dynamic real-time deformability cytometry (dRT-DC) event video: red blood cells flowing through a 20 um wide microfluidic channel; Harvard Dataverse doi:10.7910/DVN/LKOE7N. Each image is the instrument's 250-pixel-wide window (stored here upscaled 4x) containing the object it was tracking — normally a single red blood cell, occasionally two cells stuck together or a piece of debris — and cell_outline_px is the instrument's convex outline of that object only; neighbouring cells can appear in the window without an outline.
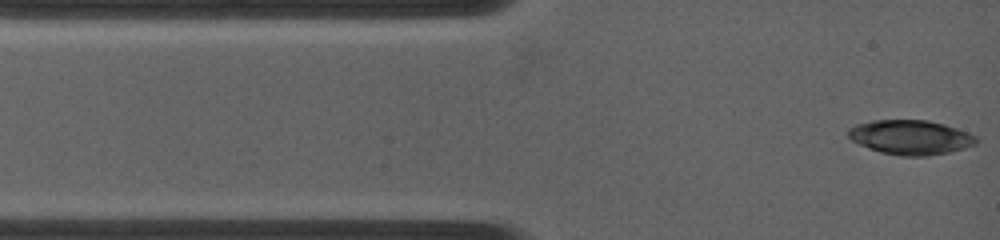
{"species": "common noctule bat (a hibernating species)", "species_latin": "Nyctalus noctula", "temperature_condition": "warm", "stored_images_in_passage": 21, "camera_frame_rate_fps": 4500, "um_per_image_px": 0.085, "animal": {"sex": "female", "body_mass_g": 19.0, "forearm_length_mm": 53.3}, "frame": {"image": 1, "passage_image": 1, "time_ms": 0.0, "image_size_px": [1000, 240], "cell_outline_px": [[976, 144], [964, 148], [948, 152], [928, 156], [900, 156], [880, 152], [868, 148], [852, 140], [848, 136], [848, 128], [856, 124], [872, 120], [928, 120], [944, 124], [968, 132], [976, 136]], "centroid_in_image_um": [77.38, 11.67], "position_along_channel_um": 7.6, "area_um2": 25.72}}
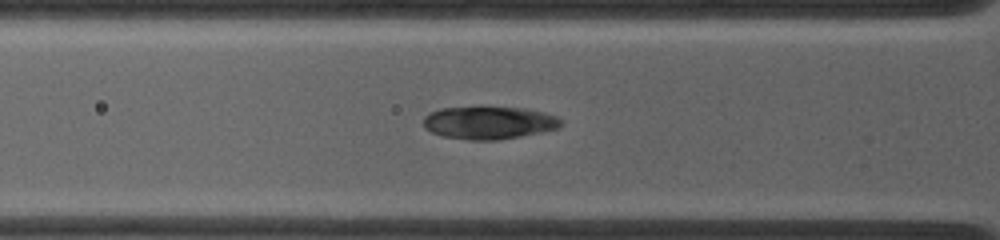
{"frame": {"image": 2, "passage_image": 15, "time_ms": 3.111, "image_size_px": [1000, 240], "cell_outline_px": [[564, 124], [560, 128], [544, 132], [500, 140], [468, 140], [440, 136], [424, 128], [424, 116], [428, 112], [440, 108], [476, 104], [480, 104], [524, 108], [544, 112], [556, 116]], "centroid_in_image_um": [41.54, 10.39], "position_along_channel_um": 84.3, "area_um2": 27.63}}
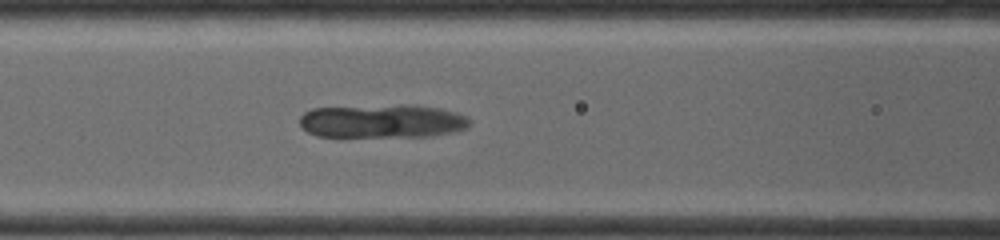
{"frame": {"image": 3, "passage_image": 21, "time_ms": 4.444, "image_size_px": [1000, 240], "cell_outline_px": [[468, 124], [464, 128], [452, 132], [432, 136], [316, 136], [308, 132], [300, 124], [300, 116], [304, 112], [312, 108], [440, 108], [456, 112], [468, 116]], "centroid_in_image_um": [32.46, 10.35], "position_along_channel_um": 134.1, "area_um2": 31.27}}